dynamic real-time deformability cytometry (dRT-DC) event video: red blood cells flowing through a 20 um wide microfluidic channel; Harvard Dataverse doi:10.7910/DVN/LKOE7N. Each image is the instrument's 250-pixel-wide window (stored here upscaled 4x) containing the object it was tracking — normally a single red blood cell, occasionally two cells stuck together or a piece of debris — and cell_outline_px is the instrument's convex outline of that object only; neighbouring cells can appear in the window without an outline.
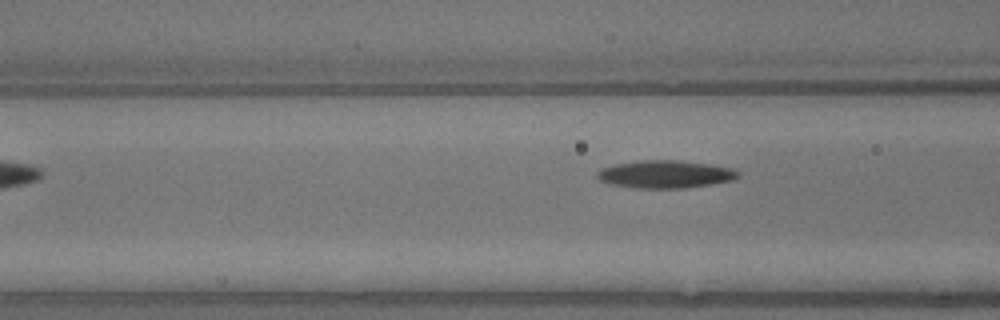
{"species": "common noctule bat (a hibernating species)", "species_latin": "Nyctalus noctula", "temperature_condition": "warm", "stored_images_in_passage": 9, "segment_of_instrument_passage": [2, 2], "camera_frame_rate_fps": 3000, "um_per_image_px": 0.085, "animal": {"sex": "male", "body_mass_g": 13.3}, "frame": {"image": 1, "passage_image": 9, "time_ms": 2.667, "image_size_px": [1000, 320], "cell_outline_px": [[740, 176], [736, 180], [712, 184], [684, 188], [636, 188], [612, 184], [600, 180], [596, 176], [596, 172], [600, 168], [616, 164], [640, 160], [680, 160], [712, 164], [732, 168], [740, 172]], "centroid_in_image_um": [56.6, 14.8], "position_along_channel_um": 110.0, "area_um2": 23.0}}